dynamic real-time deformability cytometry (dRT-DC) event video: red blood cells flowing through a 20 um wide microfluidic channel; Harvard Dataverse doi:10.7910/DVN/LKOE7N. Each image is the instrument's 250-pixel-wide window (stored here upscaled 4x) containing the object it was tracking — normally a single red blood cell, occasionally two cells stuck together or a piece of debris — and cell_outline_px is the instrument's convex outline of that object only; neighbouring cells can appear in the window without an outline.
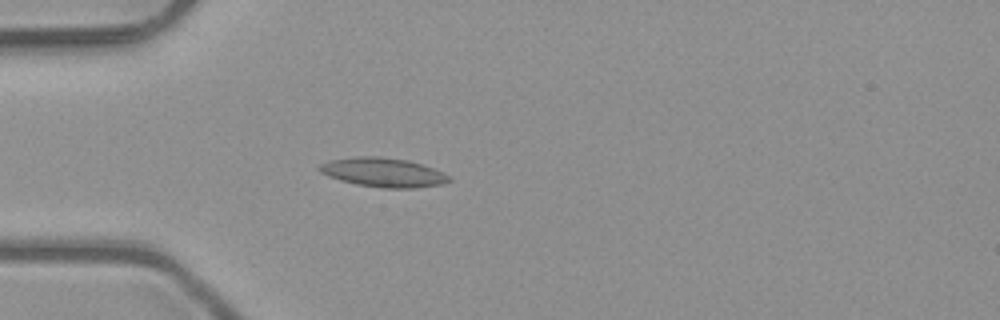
{"species": "common noctule bat (a hibernating species)", "species_latin": "Nyctalus noctula", "temperature_condition": "room temperature", "stored_images_in_passage": 3, "camera_frame_rate_fps": 3000, "um_per_image_px": 0.085, "animal": {"sex": "male", "body_mass_g": 23.1, "forearm_length_mm": 52.7}, "frame": {"image": 1, "passage_image": 3, "time_ms": 0.667, "image_size_px": [1000, 320], "cell_outline_px": [[452, 180], [444, 184], [412, 188], [380, 188], [356, 184], [340, 180], [328, 176], [320, 172], [316, 168], [320, 164], [332, 160], [356, 156], [380, 156], [408, 160], [424, 164], [444, 172], [452, 176]], "centroid_in_image_um": [32.62, 14.65], "position_along_channel_um": 52.4, "area_um2": 22.37}}